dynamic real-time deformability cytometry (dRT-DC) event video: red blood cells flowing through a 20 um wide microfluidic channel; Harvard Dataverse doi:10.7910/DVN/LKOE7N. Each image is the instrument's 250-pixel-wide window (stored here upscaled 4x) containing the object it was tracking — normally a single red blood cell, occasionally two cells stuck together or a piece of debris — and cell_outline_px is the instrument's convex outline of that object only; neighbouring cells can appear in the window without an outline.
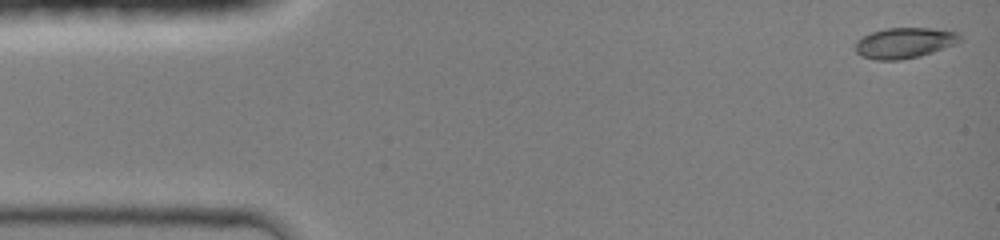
{"species": "common noctule bat (a hibernating species)", "species_latin": "Nyctalus noctula", "temperature_condition": "room temperature", "stored_images_in_passage": 43, "camera_frame_rate_fps": 3000, "um_per_image_px": 0.085, "animal": {"sex": "female", "body_mass_g": 19.0, "forearm_length_mm": 51.5}, "frame": {"image": 1, "passage_image": 1, "time_ms": 0.0, "image_size_px": [1000, 240], "cell_outline_px": [[960, 40], [956, 44], [920, 56], [900, 60], [876, 60], [860, 56], [856, 52], [856, 40], [872, 32], [888, 28], [932, 28], [956, 32], [960, 36]], "centroid_in_image_um": [76.86, 3.65], "position_along_channel_um": 8.1, "area_um2": 18.55}}
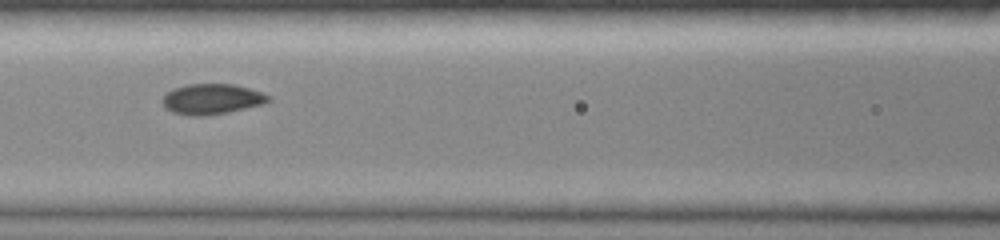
{"frame": {"image": 2, "passage_image": 19, "time_ms": 6.0, "image_size_px": [1000, 240], "cell_outline_px": [[272, 100], [264, 104], [228, 112], [204, 116], [192, 116], [172, 112], [164, 108], [160, 100], [172, 88], [188, 84], [232, 84], [248, 88], [260, 92], [268, 96]], "centroid_in_image_um": [17.96, 8.43], "position_along_channel_um": 148.6, "area_um2": 18.84}}
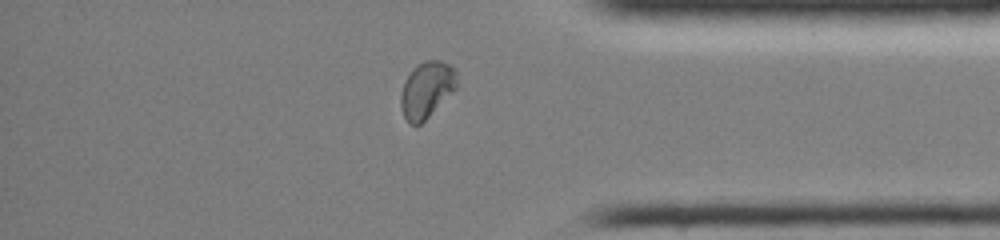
{"frame": {"image": 3, "passage_image": 37, "time_ms": 12.0, "image_size_px": [1000, 240], "cell_outline_px": [[456, 88], [420, 124], [408, 124], [400, 108], [400, 92], [404, 80], [412, 68], [424, 60], [440, 60], [448, 64], [456, 72]], "centroid_in_image_um": [36.21, 7.61], "position_along_channel_um": 399.0, "area_um2": 18.26}, "authors_computed_cell_mechanics": {"area_um2": 18.4382, "velocity_mm_per_s": 4.2779, "shape_relaxation_time_tau1_ms": 4.8853, "shape_relaxation_time_tau2_ms": null, "deformation_change_tau1": 0.1298, "deformation_change_tau2": null}}